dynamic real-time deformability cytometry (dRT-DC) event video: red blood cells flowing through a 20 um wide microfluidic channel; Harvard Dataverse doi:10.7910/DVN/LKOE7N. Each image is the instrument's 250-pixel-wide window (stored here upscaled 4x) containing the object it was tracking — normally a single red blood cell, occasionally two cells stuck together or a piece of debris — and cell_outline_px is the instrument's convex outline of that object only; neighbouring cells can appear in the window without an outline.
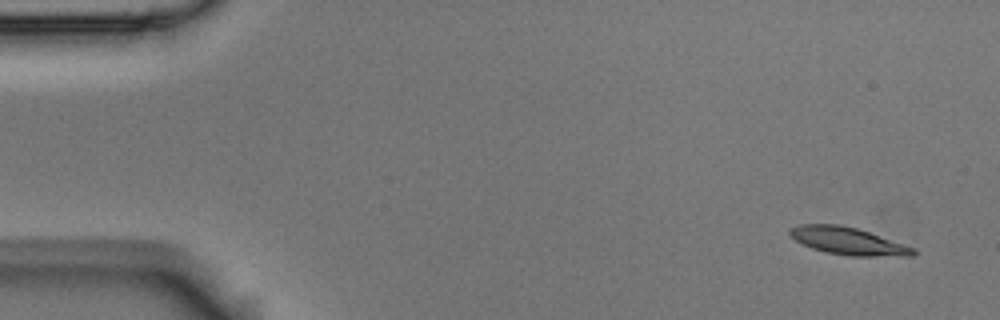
{"species": "Egyptian fruit bat (a non-hibernating species)", "species_latin": "Rousettus aegyptiacus", "temperature_condition": "room temperature", "stored_images_in_passage": 55, "segment_of_instrument_passage": [1, 2], "camera_frame_rate_fps": 3000, "um_per_image_px": 0.085, "animal": {"sex": "male"}, "frame": {"image": 1, "passage_image": 1, "time_ms": 0.0, "image_size_px": [1000, 320], "cell_outline_px": [[916, 256], [852, 256], [824, 252], [812, 248], [788, 236], [788, 228], [796, 224], [840, 224], [856, 228], [916, 248]], "centroid_in_image_um": [72.05, 20.48], "position_along_channel_um": 13.0, "area_um2": 19.83}}
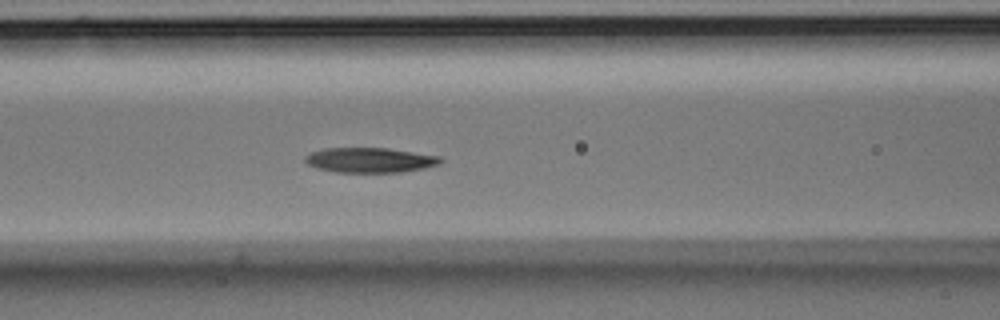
{"frame": {"image": 2, "passage_image": 21, "time_ms": 6.667, "image_size_px": [1000, 320], "cell_outline_px": [[444, 160], [440, 164], [424, 168], [400, 172], [336, 172], [316, 168], [308, 164], [304, 160], [304, 156], [312, 152], [324, 148], [388, 148], [440, 156]], "centroid_in_image_um": [31.45, 13.6], "position_along_channel_um": 135.1, "area_um2": 19.71}}
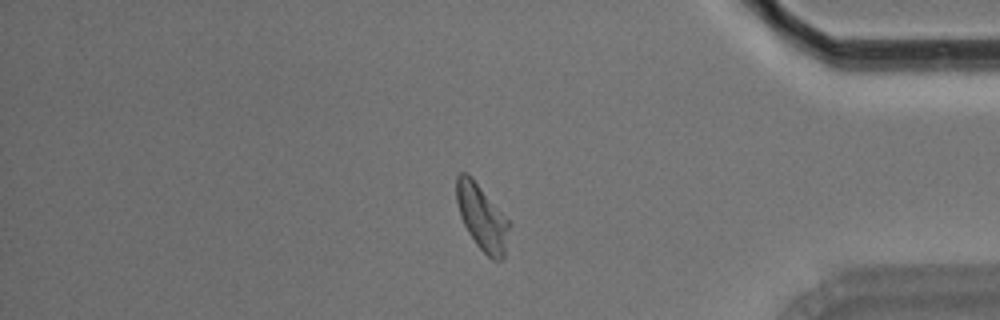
{"frame": {"image": 3, "passage_image": 45, "time_ms": 14.667, "image_size_px": [1000, 320], "cell_outline_px": [[508, 228], [504, 256], [500, 260], [492, 260], [476, 244], [468, 232], [460, 216], [456, 200], [456, 176], [460, 172], [468, 172], [472, 176], [508, 220]], "centroid_in_image_um": [40.92, 18.43], "position_along_channel_um": 394.3, "area_um2": 19.83}}